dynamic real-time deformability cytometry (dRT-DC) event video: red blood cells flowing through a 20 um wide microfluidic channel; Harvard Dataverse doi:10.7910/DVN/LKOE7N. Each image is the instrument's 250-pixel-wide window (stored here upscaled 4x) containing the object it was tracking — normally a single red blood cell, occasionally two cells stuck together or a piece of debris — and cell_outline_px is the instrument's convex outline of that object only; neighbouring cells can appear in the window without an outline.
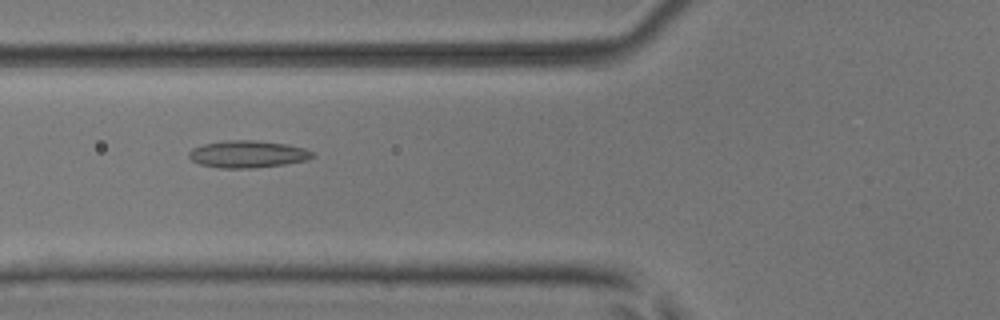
{"species": "common noctule bat (a hibernating species)", "species_latin": "Nyctalus noctula", "temperature_condition": "room temperature", "stored_images_in_passage": 35, "camera_frame_rate_fps": 3000, "um_per_image_px": 0.085, "animal": {"sex": "male", "body_mass_g": 17.9, "forearm_length_mm": 54.2}, "frame": {"image": 1, "passage_image": 9, "time_ms": 2.667, "image_size_px": [1000, 320], "cell_outline_px": [[316, 156], [308, 160], [284, 164], [252, 168], [220, 168], [200, 164], [192, 160], [188, 156], [188, 152], [192, 148], [204, 144], [228, 140], [256, 140], [288, 144], [304, 148], [312, 152]], "centroid_in_image_um": [21.07, 13.1], "position_along_channel_um": 104.7, "area_um2": 19.59}}
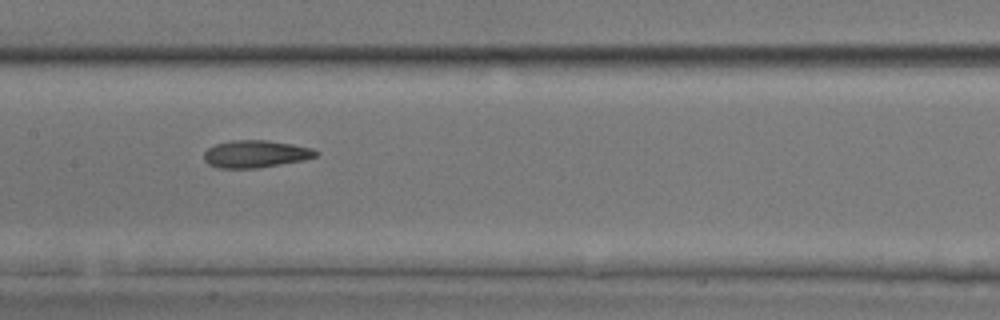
{"frame": {"image": 2, "passage_image": 15, "time_ms": 4.667, "image_size_px": [1000, 320], "cell_outline_px": [[320, 152], [316, 156], [304, 160], [256, 168], [216, 168], [208, 164], [204, 160], [204, 152], [208, 148], [216, 144], [232, 140], [268, 140], [292, 144], [312, 148]], "centroid_in_image_um": [21.72, 13.08], "position_along_channel_um": 185.7, "area_um2": 17.86}}
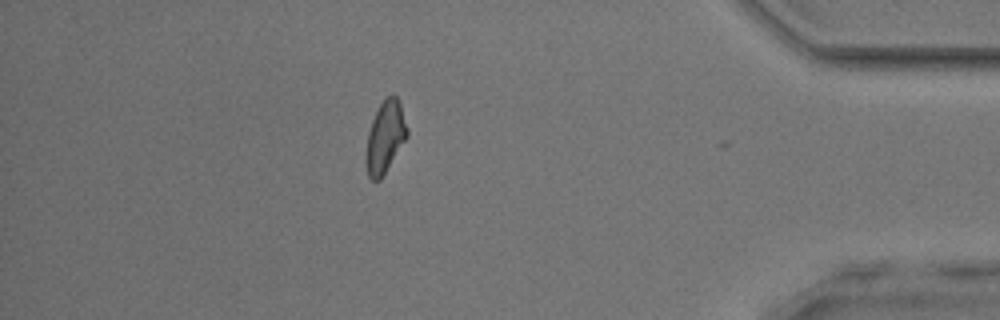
{"frame": {"image": 3, "passage_image": 34, "time_ms": 11.0, "image_size_px": [1000, 320], "cell_outline_px": [[408, 136], [380, 180], [372, 180], [368, 176], [364, 160], [368, 132], [372, 120], [384, 96], [392, 92], [396, 96], [400, 104], [408, 128]], "centroid_in_image_um": [32.73, 11.63], "position_along_channel_um": 402.5, "area_um2": 17.4}, "authors_computed_cell_mechanics": {"area_um2": 17.629, "velocity_mm_per_s": 4.0501, "shape_relaxation_time_tau1_ms": 9.6622, "shape_relaxation_time_tau2_ms": 2.613, "deformation_change_tau1": 0.1913, "deformation_change_tau2": 0.1122}}